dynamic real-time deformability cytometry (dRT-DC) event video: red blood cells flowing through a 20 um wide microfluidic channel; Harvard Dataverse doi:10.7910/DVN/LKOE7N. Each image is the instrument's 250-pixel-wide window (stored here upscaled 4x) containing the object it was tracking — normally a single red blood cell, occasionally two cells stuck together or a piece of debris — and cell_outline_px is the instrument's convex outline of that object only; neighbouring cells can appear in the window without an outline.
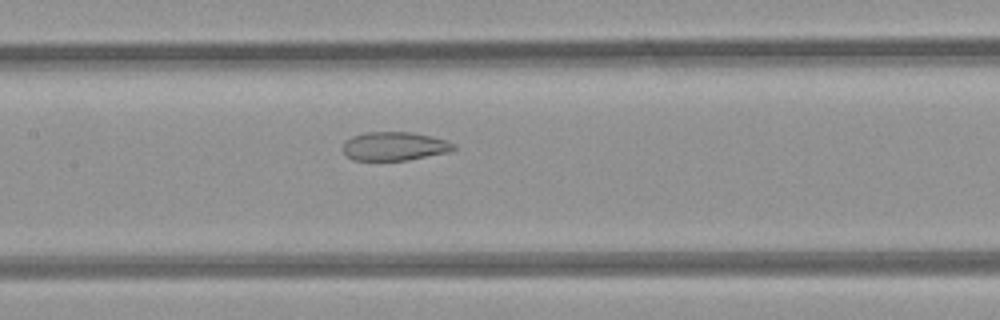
{"species": "common noctule bat (a hibernating species)", "species_latin": "Nyctalus noctula", "temperature_condition": "room temperature", "stored_images_in_passage": 36, "camera_frame_rate_fps": 3000, "um_per_image_px": 0.085, "animal": {"sex": "female", "body_mass_g": 21.9}, "frame": {"image": 1, "passage_image": 10, "time_ms": 3.0, "image_size_px": [1000, 320], "cell_outline_px": [[456, 148], [448, 152], [408, 160], [352, 160], [344, 152], [344, 144], [352, 136], [364, 132], [412, 132], [432, 136], [456, 144]], "centroid_in_image_um": [33.55, 12.42], "position_along_channel_um": 173.8, "area_um2": 18.38}}
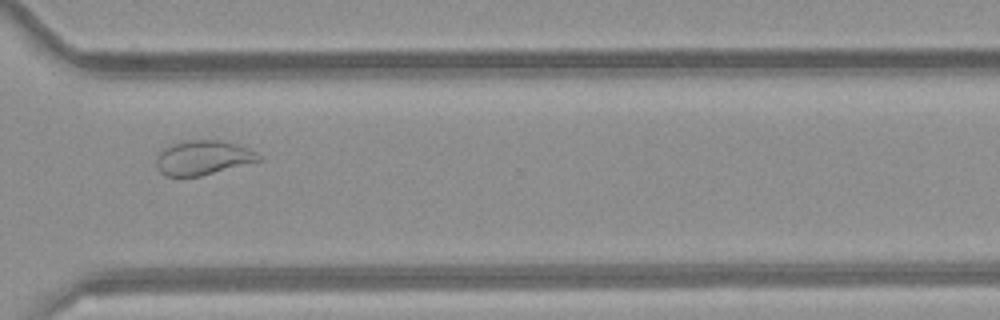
{"frame": {"image": 2, "passage_image": 23, "time_ms": 7.333, "image_size_px": [1000, 320], "cell_outline_px": [[264, 160], [200, 176], [168, 176], [160, 172], [156, 168], [156, 156], [168, 144], [188, 140], [220, 140], [236, 144], [248, 148], [256, 152]], "centroid_in_image_um": [17.25, 13.4], "position_along_channel_um": 353.4, "area_um2": 20.69}}
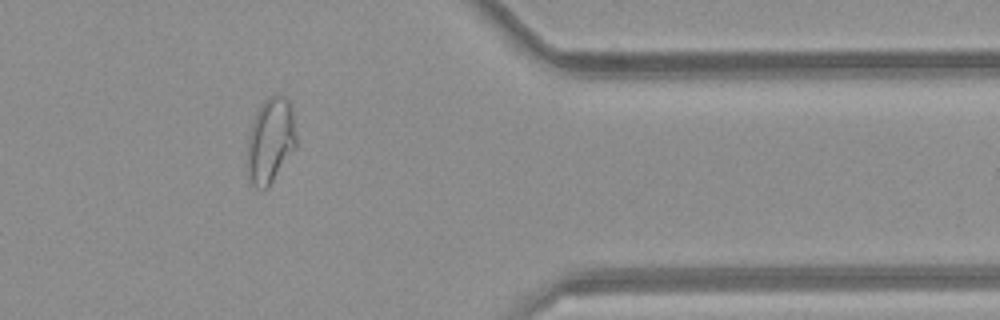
{"frame": {"image": 3, "passage_image": 27, "time_ms": 8.667, "image_size_px": [1000, 320], "cell_outline_px": [[296, 148], [272, 180], [264, 188], [256, 188], [248, 180], [248, 136], [252, 124], [264, 100], [268, 96], [284, 96], [292, 104], [296, 136]], "centroid_in_image_um": [23.01, 11.93], "position_along_channel_um": 388.4, "area_um2": 23.93}, "authors_computed_cell_mechanics": {"area_um2": 20.9236, "velocity_mm_per_s": 4.1601, "shape_relaxation_time_tau1_ms": null, "shape_relaxation_time_tau2_ms": 1.4832, "deformation_change_tau1": null, "deformation_change_tau2": 0.0683}}